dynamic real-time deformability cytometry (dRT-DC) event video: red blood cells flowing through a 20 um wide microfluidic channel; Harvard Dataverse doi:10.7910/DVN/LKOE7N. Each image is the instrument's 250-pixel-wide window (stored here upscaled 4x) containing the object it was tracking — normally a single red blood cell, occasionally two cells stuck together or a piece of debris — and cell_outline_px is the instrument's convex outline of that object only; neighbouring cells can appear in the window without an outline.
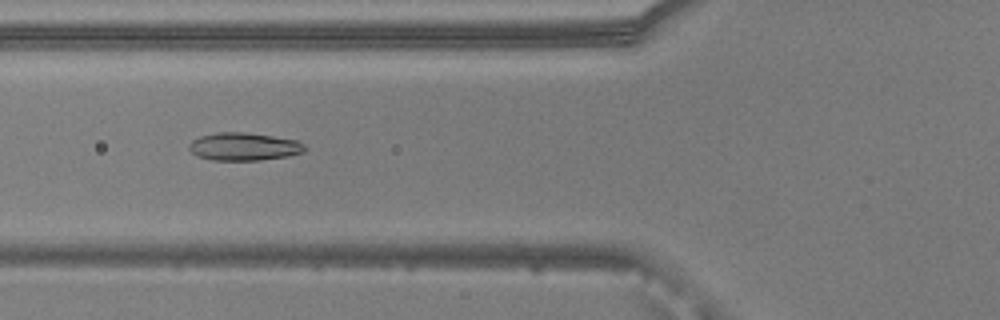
{"species": "common noctule bat (a hibernating species)", "species_latin": "Nyctalus noctula", "temperature_condition": "warm", "stored_images_in_passage": 46, "camera_frame_rate_fps": 3000, "um_per_image_px": 0.085, "animal": {"sex": "male", "body_mass_g": 20.5, "forearm_length_mm": 52.5}, "frame": {"image": 1, "passage_image": 13, "time_ms": 4.0, "image_size_px": [1000, 320], "cell_outline_px": [[308, 148], [304, 152], [288, 156], [260, 160], [212, 160], [196, 156], [188, 148], [188, 144], [192, 140], [200, 136], [216, 132], [244, 132], [272, 136], [296, 140], [304, 144]], "centroid_in_image_um": [20.72, 12.46], "position_along_channel_um": 105.1, "area_um2": 18.9}}
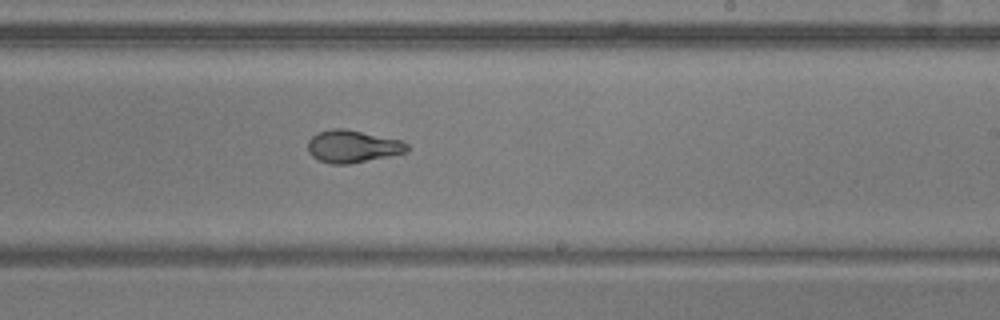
{"frame": {"image": 2, "passage_image": 25, "time_ms": 8.0, "image_size_px": [1000, 320], "cell_outline_px": [[408, 152], [348, 164], [332, 164], [320, 160], [312, 156], [308, 152], [308, 140], [316, 132], [332, 128], [344, 128], [400, 140], [408, 144]], "centroid_in_image_um": [29.94, 12.43], "position_along_channel_um": 259.1, "area_um2": 18.67}}
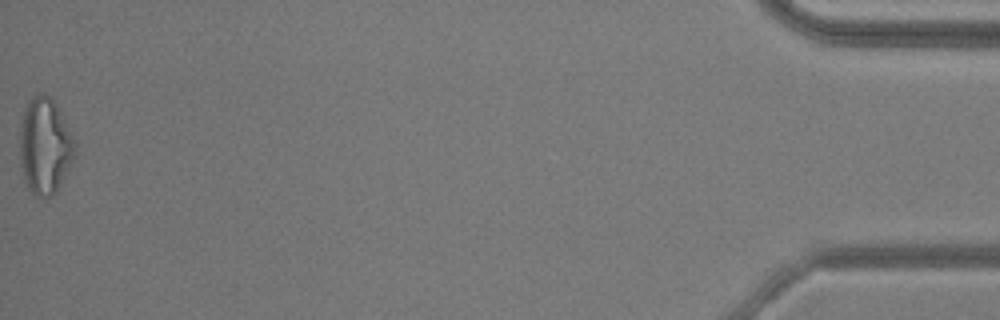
{"frame": {"image": 3, "passage_image": 46, "time_ms": 15.0, "image_size_px": [1000, 320], "cell_outline_px": [[76, 156], [56, 192], [52, 196], [36, 196], [28, 188], [24, 180], [20, 160], [20, 128], [24, 104], [32, 96], [40, 92], [44, 92], [56, 104], [76, 140]], "centroid_in_image_um": [3.82, 12.38], "position_along_channel_um": 431.4, "area_um2": 31.39}, "authors_computed_cell_mechanics": {"area_um2": 19.2185, "velocity_mm_per_s": 3.8436, "shape_relaxation_time_tau1_ms": 8.1629, "shape_relaxation_time_tau2_ms": 1.0575, "deformation_change_tau1": 0.2277, "deformation_change_tau2": 0.0648}}